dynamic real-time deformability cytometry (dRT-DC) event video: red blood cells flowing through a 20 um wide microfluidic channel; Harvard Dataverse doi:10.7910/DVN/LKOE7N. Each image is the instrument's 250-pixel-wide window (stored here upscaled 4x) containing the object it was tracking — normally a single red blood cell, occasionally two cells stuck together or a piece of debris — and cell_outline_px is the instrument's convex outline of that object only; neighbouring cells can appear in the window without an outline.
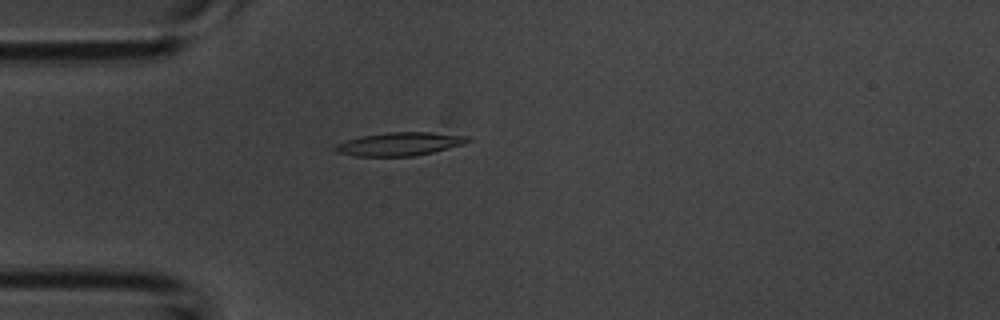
{"species": "common noctule bat (a hibernating species)", "species_latin": "Nyctalus noctula", "temperature_condition": "room temperature", "stored_images_in_passage": 44, "camera_frame_rate_fps": 3000, "um_per_image_px": 0.085, "animal": {"sex": "male", "body_mass_g": 20.1, "forearm_length_mm": 53.5}, "frame": {"image": 1, "passage_image": 5, "time_ms": 1.333, "image_size_px": [1000, 320], "cell_outline_px": [[472, 140], [464, 144], [432, 152], [412, 156], [356, 156], [336, 152], [332, 148], [336, 144], [348, 140], [364, 136], [388, 132], [428, 132], [472, 136]], "centroid_in_image_um": [34.01, 12.23], "position_along_channel_um": 51.0, "area_um2": 17.92}}
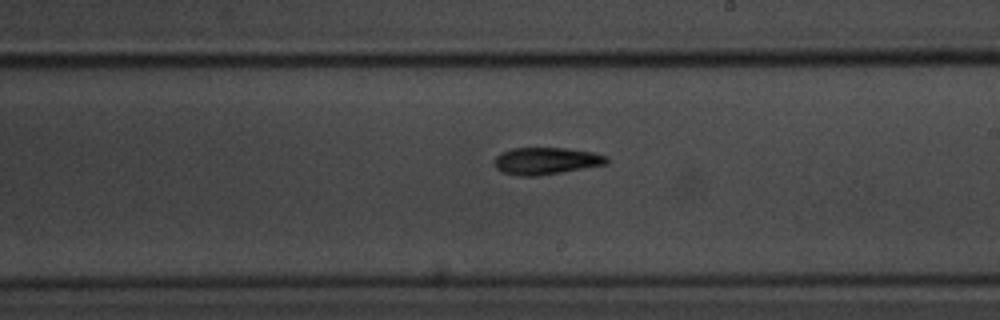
{"frame": {"image": 2, "passage_image": 21, "time_ms": 6.667, "image_size_px": [1000, 320], "cell_outline_px": [[608, 164], [536, 176], [516, 176], [500, 172], [496, 168], [496, 156], [500, 152], [512, 148], [564, 148], [592, 152], [608, 156]], "centroid_in_image_um": [46.4, 13.68], "position_along_channel_um": 242.6, "area_um2": 17.69}}
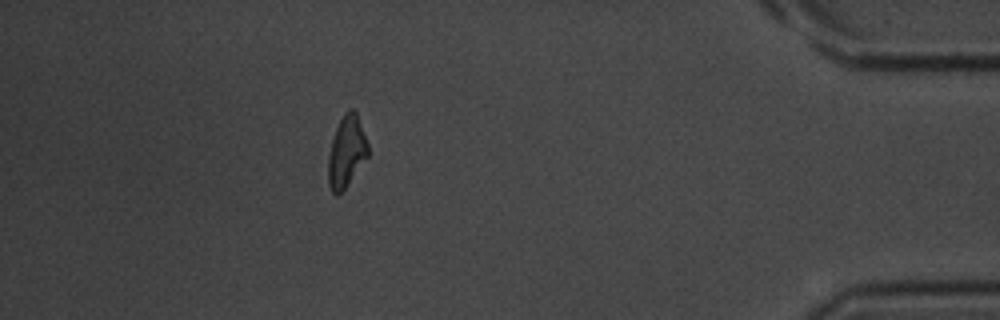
{"frame": {"image": 3, "passage_image": 38, "time_ms": 12.333, "image_size_px": [1000, 320], "cell_outline_px": [[368, 156], [344, 188], [336, 196], [332, 192], [328, 184], [328, 156], [332, 140], [336, 128], [344, 112], [348, 108], [352, 108], [356, 112], [368, 144]], "centroid_in_image_um": [29.44, 12.87], "position_along_channel_um": 405.8, "area_um2": 16.3}, "authors_computed_cell_mechanics": {"area_um2": 17.4556, "velocity_mm_per_s": 3.7458, "shape_relaxation_time_tau1_ms": 2.4677, "shape_relaxation_time_tau2_ms": null, "deformation_change_tau1": 0.1429, "deformation_change_tau2": null}}